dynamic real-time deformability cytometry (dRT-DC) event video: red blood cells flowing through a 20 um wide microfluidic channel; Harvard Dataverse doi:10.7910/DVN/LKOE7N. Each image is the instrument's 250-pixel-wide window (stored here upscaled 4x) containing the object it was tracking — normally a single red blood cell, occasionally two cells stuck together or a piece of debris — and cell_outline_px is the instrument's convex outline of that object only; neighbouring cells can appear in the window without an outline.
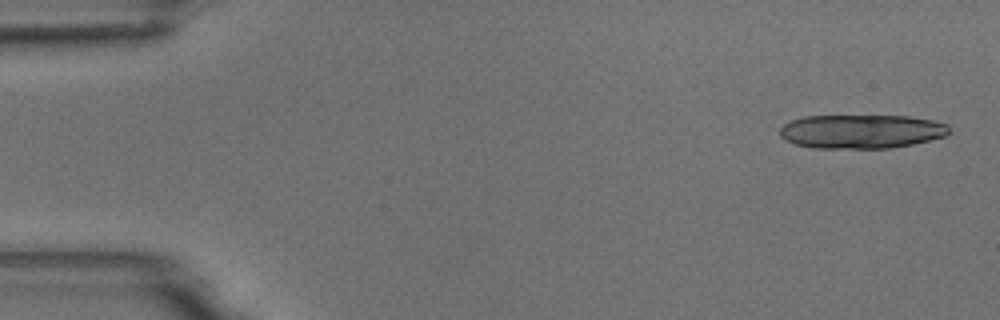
{"species": "common noctule bat (a hibernating species)", "species_latin": "Nyctalus noctula", "temperature_condition": "room temperature", "stored_images_in_passage": 7, "camera_frame_rate_fps": 3000, "um_per_image_px": 0.085, "animal": {"sex": "male", "body_mass_g": 18.8}, "frame": {"image": 1, "passage_image": 1, "time_ms": 0.0, "image_size_px": [1000, 320], "cell_outline_px": [[948, 132], [944, 136], [912, 144], [892, 148], [812, 148], [796, 144], [784, 140], [780, 136], [780, 128], [784, 124], [792, 120], [804, 116], [908, 116], [932, 120], [948, 124]], "centroid_in_image_um": [73.18, 11.17], "position_along_channel_um": 11.8, "area_um2": 33.41}}